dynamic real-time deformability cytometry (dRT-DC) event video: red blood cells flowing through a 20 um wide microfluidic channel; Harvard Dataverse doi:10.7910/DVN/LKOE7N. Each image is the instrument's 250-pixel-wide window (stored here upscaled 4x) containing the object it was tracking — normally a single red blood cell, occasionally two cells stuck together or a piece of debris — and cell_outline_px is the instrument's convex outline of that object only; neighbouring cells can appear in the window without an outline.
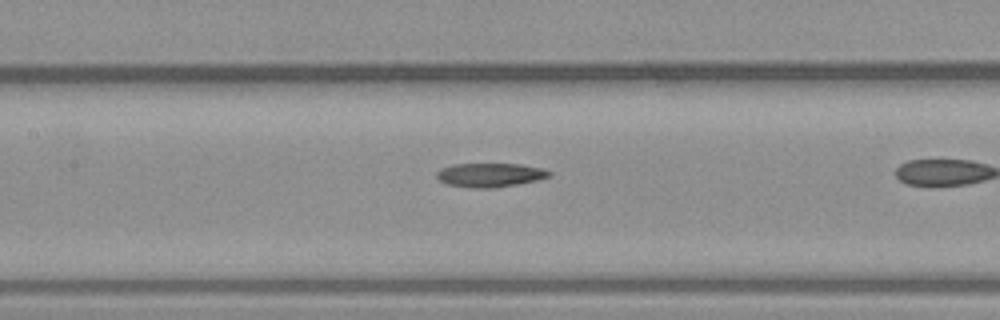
{"species": "common noctule bat (a hibernating species)", "species_latin": "Nyctalus noctula", "temperature_condition": "warm", "stored_images_in_passage": 19, "camera_frame_rate_fps": 3000, "um_per_image_px": 0.085, "animal": {"sex": "male", "body_mass_g": 23.1, "forearm_length_mm": 52.7}, "frame": {"image": 1, "passage_image": 6, "time_ms": 1.667, "image_size_px": [1000, 320], "cell_outline_px": [[552, 176], [540, 180], [496, 188], [472, 188], [448, 184], [440, 180], [436, 176], [436, 172], [440, 168], [456, 164], [520, 164], [544, 168], [552, 172]], "centroid_in_image_um": [41.72, 14.88], "position_along_channel_um": 165.7, "area_um2": 15.9}}